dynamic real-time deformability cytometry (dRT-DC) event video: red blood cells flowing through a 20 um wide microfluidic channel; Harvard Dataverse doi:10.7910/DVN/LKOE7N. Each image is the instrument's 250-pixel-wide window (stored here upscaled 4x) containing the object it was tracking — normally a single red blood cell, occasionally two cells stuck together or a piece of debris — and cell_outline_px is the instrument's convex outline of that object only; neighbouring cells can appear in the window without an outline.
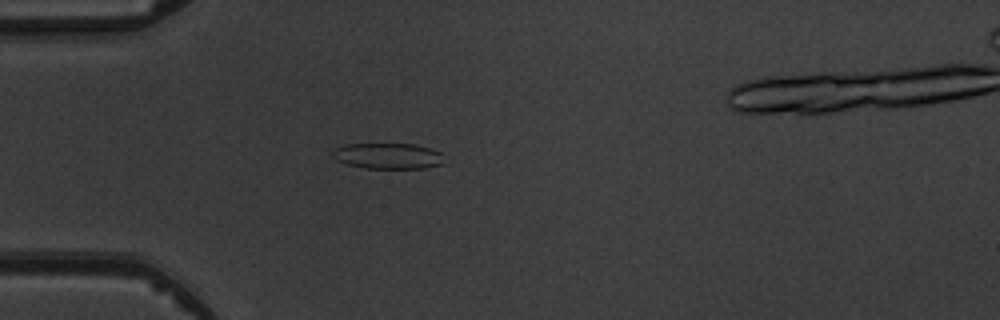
{"species": "common noctule bat (a hibernating species)", "species_latin": "Nyctalus noctula", "temperature_condition": "warm", "stored_images_in_passage": 3, "camera_frame_rate_fps": 3000, "um_per_image_px": 0.085, "animal": {"sex": "male", "body_mass_g": 19.5, "forearm_length_mm": 54.6}, "frame": {"image": 1, "passage_image": 3, "time_ms": 2.667, "image_size_px": [1000, 320], "cell_outline_px": [[444, 164], [424, 168], [364, 168], [348, 164], [336, 160], [332, 156], [332, 148], [344, 144], [412, 144], [432, 148], [440, 152]], "centroid_in_image_um": [32.95, 13.25], "position_along_channel_um": 52.1, "area_um2": 16.88}}